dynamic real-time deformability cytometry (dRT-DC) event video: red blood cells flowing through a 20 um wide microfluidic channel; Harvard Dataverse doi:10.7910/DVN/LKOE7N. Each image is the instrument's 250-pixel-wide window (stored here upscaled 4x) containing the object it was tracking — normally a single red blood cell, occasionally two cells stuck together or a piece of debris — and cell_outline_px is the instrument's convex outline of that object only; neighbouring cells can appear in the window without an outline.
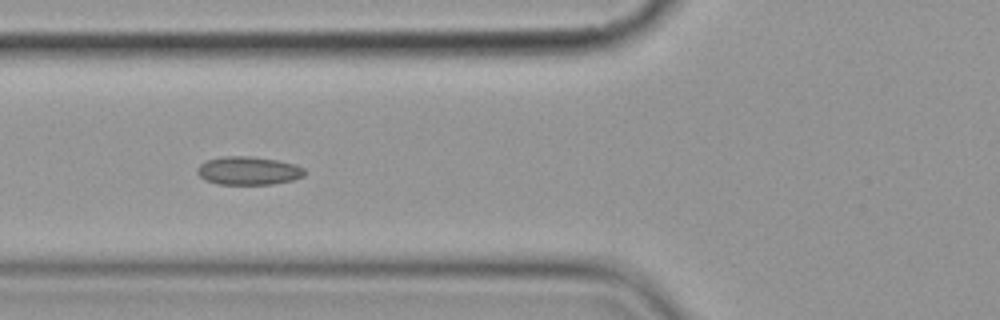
{"species": "common noctule bat (a hibernating species)", "species_latin": "Nyctalus noctula", "temperature_condition": "cold", "stored_images_in_passage": 7, "camera_frame_rate_fps": 3000, "um_per_image_px": 0.085, "animal": {"sex": "female", "body_mass_g": 19.9}, "frame": {"image": 1, "passage_image": 6, "time_ms": 6.0, "image_size_px": [1000, 320], "cell_outline_px": [[304, 176], [292, 180], [272, 184], [220, 184], [204, 180], [196, 172], [196, 168], [200, 164], [208, 160], [224, 156], [248, 156], [276, 160], [296, 164], [304, 168]], "centroid_in_image_um": [21.1, 14.51], "position_along_channel_um": 104.7, "area_um2": 17.63}}
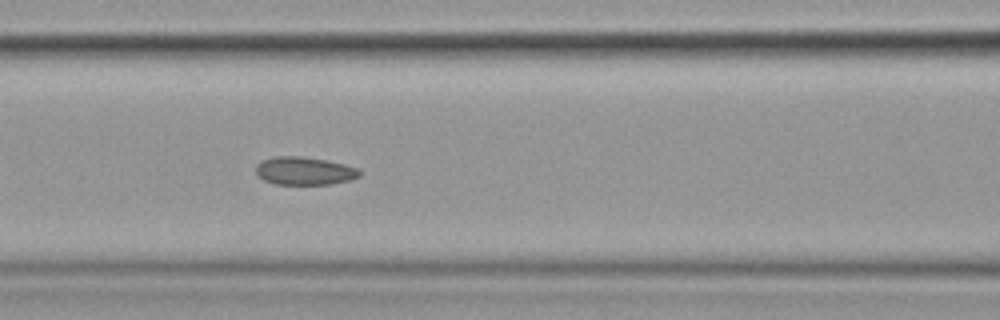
{"frame": {"image": 2, "passage_image": 7, "time_ms": 7.0, "image_size_px": [1000, 320], "cell_outline_px": [[360, 176], [352, 180], [328, 184], [276, 184], [264, 180], [256, 176], [256, 164], [272, 156], [300, 156], [324, 160], [344, 164], [360, 168]], "centroid_in_image_um": [25.87, 14.53], "position_along_channel_um": 140.7, "area_um2": 16.99}}